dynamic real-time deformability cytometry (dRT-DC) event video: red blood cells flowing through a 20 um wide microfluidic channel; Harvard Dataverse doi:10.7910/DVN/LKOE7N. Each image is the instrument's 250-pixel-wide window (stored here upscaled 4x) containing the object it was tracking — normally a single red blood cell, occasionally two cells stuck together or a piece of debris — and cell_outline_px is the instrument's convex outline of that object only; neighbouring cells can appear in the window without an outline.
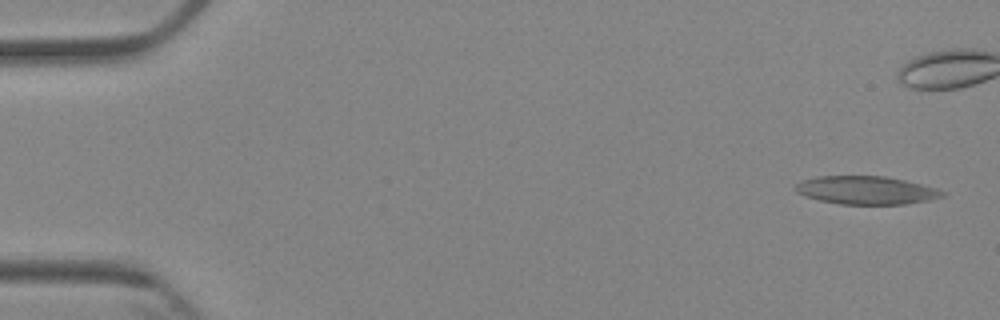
{"species": "Egyptian fruit bat (a non-hibernating species)", "species_latin": "Rousettus aegyptiacus", "temperature_condition": "cold", "stored_images_in_passage": 5, "camera_frame_rate_fps": 3000, "um_per_image_px": 0.085, "animal": {"sex": "female"}, "frame": {"image": 1, "passage_image": 1, "time_ms": 0.0, "image_size_px": [1000, 320], "cell_outline_px": [[948, 196], [928, 200], [904, 204], [840, 204], [820, 200], [804, 196], [796, 192], [792, 188], [800, 180], [816, 176], [884, 176], [904, 180], [936, 188], [948, 192]], "centroid_in_image_um": [73.61, 16.17], "position_along_channel_um": 11.4, "area_um2": 24.33}}